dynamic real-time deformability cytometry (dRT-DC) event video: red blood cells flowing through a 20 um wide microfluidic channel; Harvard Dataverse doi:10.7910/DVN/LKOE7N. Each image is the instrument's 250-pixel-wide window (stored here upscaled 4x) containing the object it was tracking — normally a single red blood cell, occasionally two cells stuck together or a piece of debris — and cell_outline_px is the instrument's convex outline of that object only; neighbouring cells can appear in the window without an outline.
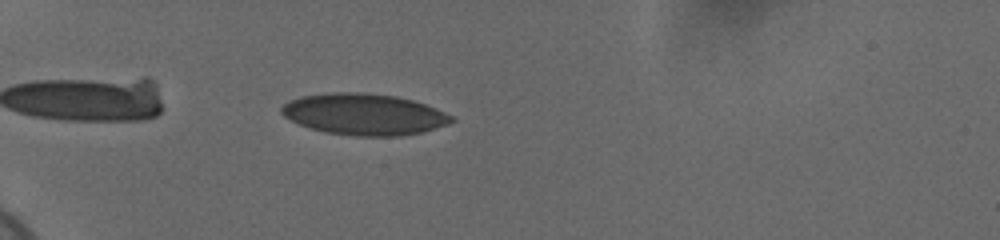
{"species": "human", "species_latin": "Homo sapiens", "temperature_condition": "cold", "stored_images_in_passage": 39, "camera_frame_rate_fps": 3000, "um_per_image_px": 0.085, "donor": {"sex": "female"}, "frame": {"image": 1, "passage_image": 4, "time_ms": 1.0, "image_size_px": [1000, 240], "cell_outline_px": [[456, 120], [448, 124], [420, 132], [400, 136], [356, 136], [324, 132], [300, 124], [284, 116], [280, 112], [280, 108], [288, 100], [300, 96], [332, 92], [364, 92], [396, 96], [412, 100], [424, 104], [444, 112], [452, 116]], "centroid_in_image_um": [30.92, 9.7], "position_along_channel_um": 54.1, "area_um2": 40.86}}
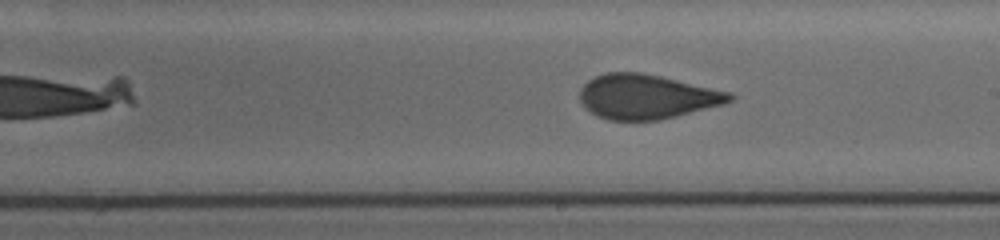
{"frame": {"image": 2, "passage_image": 21, "time_ms": 6.667, "image_size_px": [1000, 240], "cell_outline_px": [[736, 96], [732, 100], [724, 104], [676, 116], [656, 120], [608, 120], [596, 116], [580, 100], [580, 88], [588, 80], [604, 72], [644, 72], [732, 92]], "centroid_in_image_um": [55.0, 8.2], "position_along_channel_um": 234.0, "area_um2": 38.96}}
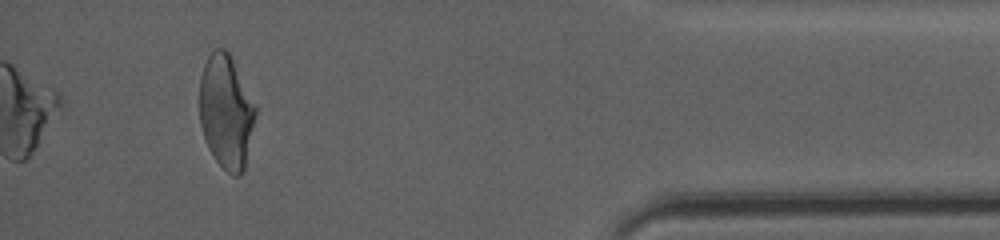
{"frame": {"image": 3, "passage_image": 39, "time_ms": 12.667, "image_size_px": [1000, 240], "cell_outline_px": [[256, 116], [244, 172], [240, 176], [236, 176], [228, 172], [216, 160], [208, 148], [200, 124], [200, 76], [204, 64], [208, 56], [216, 48], [224, 48], [228, 52], [256, 104]], "centroid_in_image_um": [19.23, 9.51], "position_along_channel_um": 416.0, "area_um2": 37.05}, "authors_computed_cell_mechanics": {"area_um2": 39.7664, "velocity_mm_per_s": 3.6986, "shape_relaxation_time_tau1_ms": 5.6162, "shape_relaxation_time_tau2_ms": 0.9335, "deformation_change_tau1": 0.1543, "deformation_change_tau2": 0.0514}}